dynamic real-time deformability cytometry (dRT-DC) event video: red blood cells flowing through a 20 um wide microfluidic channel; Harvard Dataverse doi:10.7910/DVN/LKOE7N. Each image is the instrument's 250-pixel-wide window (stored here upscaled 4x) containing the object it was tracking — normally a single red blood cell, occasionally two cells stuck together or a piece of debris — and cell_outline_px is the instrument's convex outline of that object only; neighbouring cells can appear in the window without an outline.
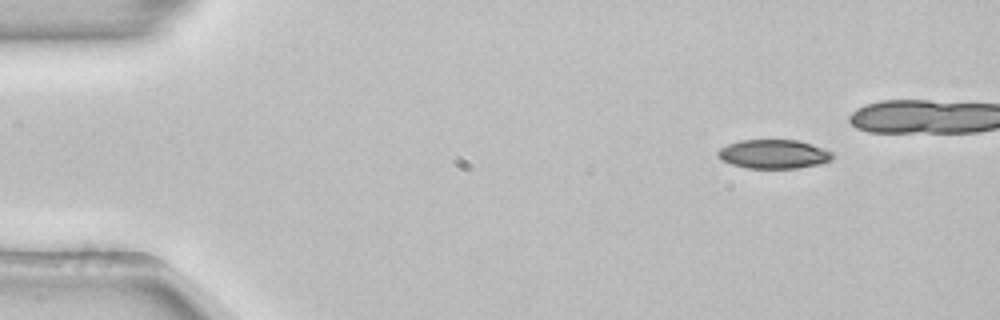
{"species": "common noctule bat (a hibernating species)", "species_latin": "Nyctalus noctula", "temperature_condition": "room temperature", "stored_images_in_passage": 17, "camera_frame_rate_fps": 3000, "um_per_image_px": 0.085, "animal": {"sex": "female", "body_mass_g": 22.7, "forearm_length_mm": 54.2}, "frame": {"image": 1, "passage_image": 6, "time_ms": 1.667, "image_size_px": [1000, 320], "cell_outline_px": [[832, 160], [820, 164], [796, 168], [748, 168], [732, 164], [720, 160], [716, 152], [720, 148], [728, 144], [740, 140], [800, 140], [824, 148], [832, 152]], "centroid_in_image_um": [65.76, 13.09], "position_along_channel_um": 19.2, "area_um2": 19.42}}